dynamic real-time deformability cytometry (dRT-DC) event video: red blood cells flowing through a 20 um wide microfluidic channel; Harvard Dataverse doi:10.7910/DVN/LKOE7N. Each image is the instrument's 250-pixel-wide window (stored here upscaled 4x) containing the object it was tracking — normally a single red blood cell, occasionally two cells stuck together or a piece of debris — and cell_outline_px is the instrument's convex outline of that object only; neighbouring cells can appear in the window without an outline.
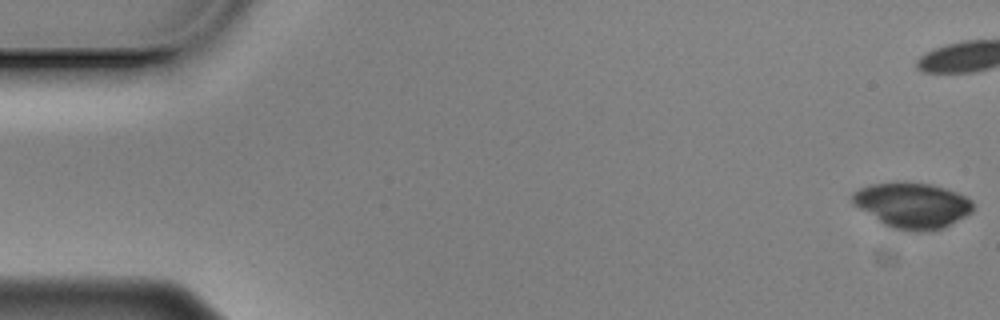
{"species": "Egyptian fruit bat (a non-hibernating species)", "species_latin": "Rousettus aegyptiacus", "temperature_condition": "cold", "stored_images_in_passage": 58, "camera_frame_rate_fps": 3000, "um_per_image_px": 0.085, "animal": {"sex": "male"}, "frame": {"image": 1, "passage_image": 1, "time_ms": 0.0, "image_size_px": [1000, 320], "cell_outline_px": [[972, 212], [944, 228], [896, 228], [884, 224], [852, 204], [852, 192], [868, 184], [932, 184], [956, 192], [972, 200]], "centroid_in_image_um": [77.53, 17.42], "position_along_channel_um": 7.5, "area_um2": 30.58}}
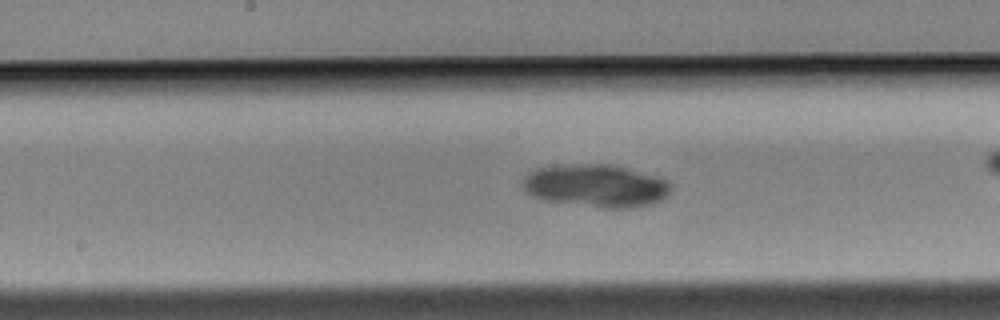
{"frame": {"image": 2, "passage_image": 29, "time_ms": 9.333, "image_size_px": [1000, 320], "cell_outline_px": [[672, 188], [668, 196], [652, 204], [632, 208], [604, 208], [544, 200], [532, 196], [524, 192], [524, 176], [528, 172], [536, 168], [584, 164], [612, 164], [628, 168], [668, 180]], "centroid_in_image_um": [50.68, 15.8], "position_along_channel_um": 197.5, "area_um2": 36.93}}
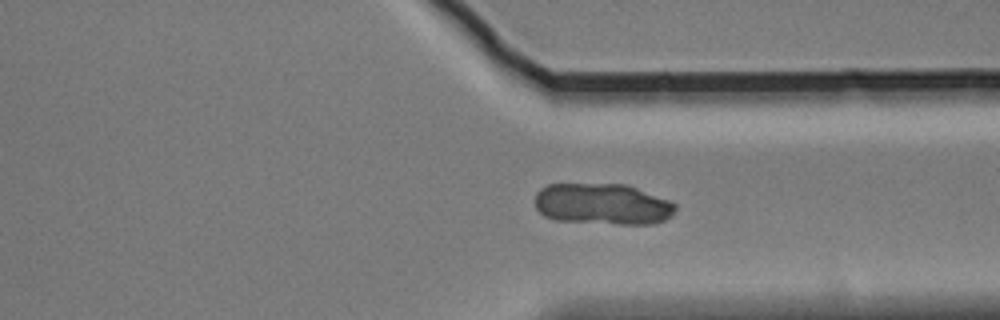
{"frame": {"image": 3, "passage_image": 43, "time_ms": 14.0, "image_size_px": [1000, 320], "cell_outline_px": [[676, 208], [672, 216], [664, 220], [652, 224], [616, 224], [556, 220], [544, 216], [536, 208], [536, 192], [540, 188], [548, 184], [628, 184], [668, 200], [676, 204]], "centroid_in_image_um": [51.22, 17.35], "position_along_channel_um": 360.2, "area_um2": 33.87}}